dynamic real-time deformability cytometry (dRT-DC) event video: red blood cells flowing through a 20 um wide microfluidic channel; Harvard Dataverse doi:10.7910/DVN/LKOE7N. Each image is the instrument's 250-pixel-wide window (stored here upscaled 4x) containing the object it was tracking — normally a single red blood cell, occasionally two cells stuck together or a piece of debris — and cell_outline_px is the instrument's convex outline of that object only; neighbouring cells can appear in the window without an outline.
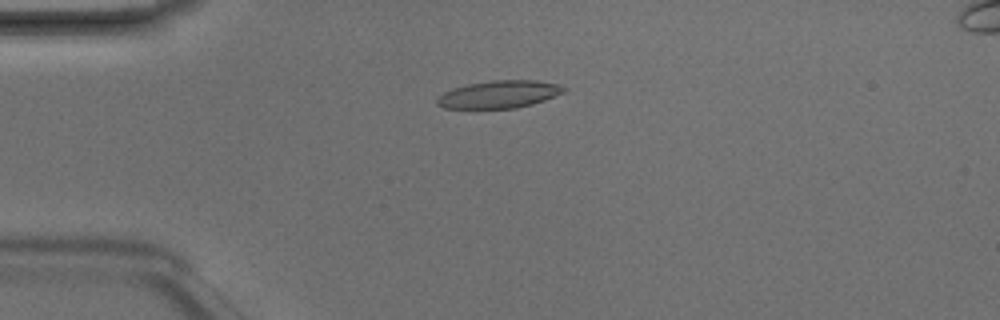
{"species": "Egyptian fruit bat (a non-hibernating species)", "species_latin": "Rousettus aegyptiacus", "temperature_condition": "room temperature", "stored_images_in_passage": 7, "camera_frame_rate_fps": 3000, "um_per_image_px": 0.085, "animal": {"sex": "male"}, "frame": {"image": 1, "passage_image": 3, "time_ms": 0.667, "image_size_px": [1000, 320], "cell_outline_px": [[568, 88], [564, 92], [544, 100], [532, 104], [516, 108], [444, 108], [436, 104], [436, 96], [452, 88], [468, 84], [492, 80], [536, 80], [556, 84]], "centroid_in_image_um": [42.39, 8.01], "position_along_channel_um": 42.6, "area_um2": 20.35}}
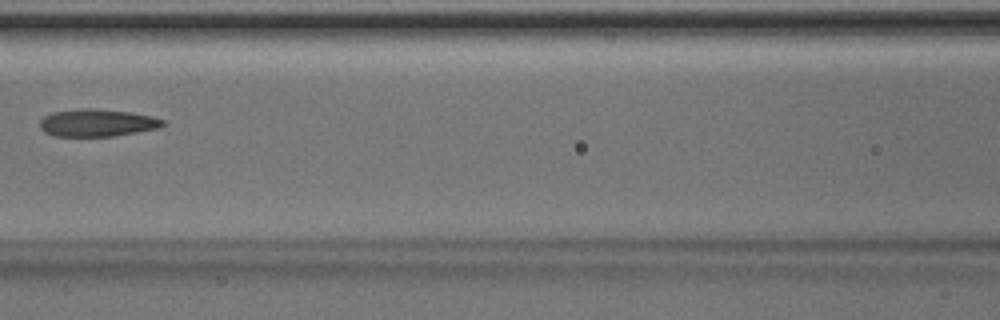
{"frame": {"image": 2, "passage_image": 6, "time_ms": 1.667, "image_size_px": [1000, 320], "cell_outline_px": [[164, 124], [160, 128], [112, 136], [56, 136], [44, 132], [40, 128], [40, 120], [44, 116], [52, 112], [76, 108], [96, 108], [132, 112], [152, 116], [164, 120]], "centroid_in_image_um": [8.25, 10.42], "position_along_channel_um": 158.4, "area_um2": 19.83}}